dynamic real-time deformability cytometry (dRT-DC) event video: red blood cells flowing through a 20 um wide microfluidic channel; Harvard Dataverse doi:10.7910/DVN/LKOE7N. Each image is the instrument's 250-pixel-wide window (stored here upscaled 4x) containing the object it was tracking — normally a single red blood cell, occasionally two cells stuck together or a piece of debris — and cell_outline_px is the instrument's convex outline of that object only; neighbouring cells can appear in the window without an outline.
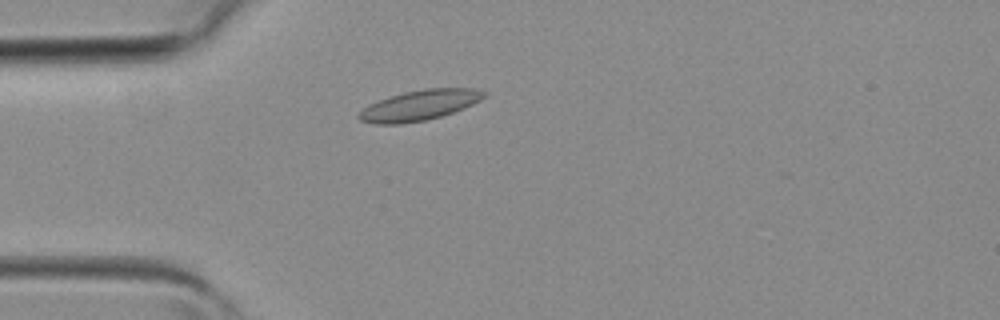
{"species": "common noctule bat (a hibernating species)", "species_latin": "Nyctalus noctula", "temperature_condition": "room temperature", "stored_images_in_passage": 3, "camera_frame_rate_fps": 3000, "um_per_image_px": 0.085, "animal": {"sex": "female", "body_mass_g": 19.3, "forearm_length_mm": 54.1}, "frame": {"image": 1, "passage_image": 3, "time_ms": 0.667, "image_size_px": [1000, 320], "cell_outline_px": [[488, 96], [464, 108], [440, 116], [424, 120], [400, 124], [376, 124], [360, 120], [356, 116], [368, 104], [404, 92], [424, 88], [476, 88], [488, 92]], "centroid_in_image_um": [35.69, 8.93], "position_along_channel_um": 49.3, "area_um2": 22.02}}